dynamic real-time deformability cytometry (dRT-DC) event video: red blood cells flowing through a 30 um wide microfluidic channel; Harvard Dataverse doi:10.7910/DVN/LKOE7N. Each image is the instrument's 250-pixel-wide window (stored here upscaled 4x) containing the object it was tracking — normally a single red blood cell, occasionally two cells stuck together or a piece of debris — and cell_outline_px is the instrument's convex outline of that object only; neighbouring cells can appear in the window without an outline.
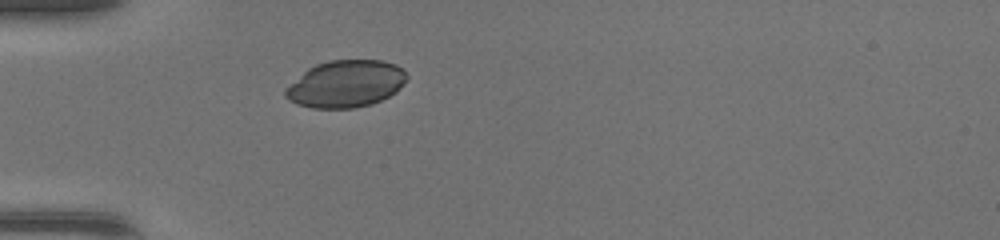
{"species": "common noctule bat (a hibernating species)", "species_latin": "Nyctalus noctula", "temperature_condition": "warm", "stored_images_in_passage": 33, "camera_frame_rate_fps": 3000, "um_per_image_px": 0.085, "animal": {"sex": "female", "body_mass_g": 17.0, "forearm_length_mm": 48.0}, "frame": {"image": 1, "passage_image": 1, "time_ms": 0.0, "image_size_px": [1000, 240], "cell_outline_px": [[408, 80], [396, 92], [372, 104], [352, 108], [312, 108], [296, 104], [288, 100], [284, 96], [284, 88], [308, 68], [316, 64], [328, 60], [380, 60], [396, 64], [404, 68], [408, 76]], "centroid_in_image_um": [29.39, 7.12], "position_along_channel_um": 55.6, "area_um2": 33.64}}